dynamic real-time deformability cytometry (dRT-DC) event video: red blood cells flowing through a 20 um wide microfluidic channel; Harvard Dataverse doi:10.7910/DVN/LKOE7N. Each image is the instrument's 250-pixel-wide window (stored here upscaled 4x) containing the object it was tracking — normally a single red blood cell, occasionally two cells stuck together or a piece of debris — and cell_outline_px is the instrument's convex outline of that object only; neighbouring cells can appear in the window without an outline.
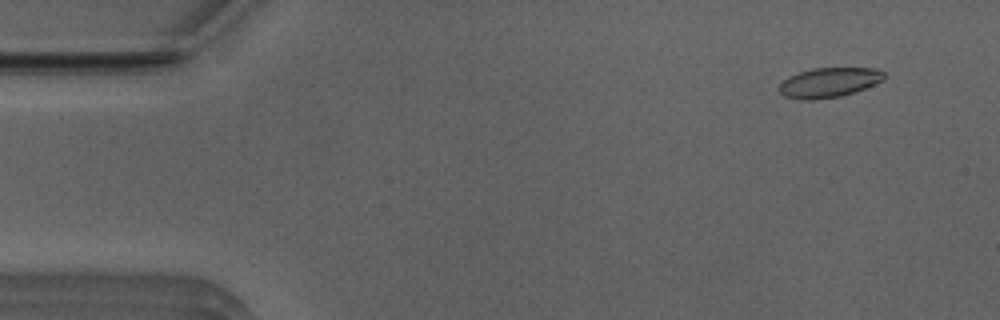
{"species": "Egyptian fruit bat (a non-hibernating species)", "species_latin": "Rousettus aegyptiacus", "temperature_condition": "room temperature", "stored_images_in_passage": 39, "camera_frame_rate_fps": 3000, "um_per_image_px": 0.085, "animal": {"sex": "male"}, "frame": {"image": 1, "passage_image": 2, "time_ms": 0.333, "image_size_px": [1000, 320], "cell_outline_px": [[884, 80], [864, 88], [840, 96], [812, 100], [800, 100], [784, 96], [780, 92], [780, 84], [788, 76], [812, 68], [876, 68], [884, 72]], "centroid_in_image_um": [70.45, 7.01], "position_along_channel_um": 14.6, "area_um2": 18.03}}
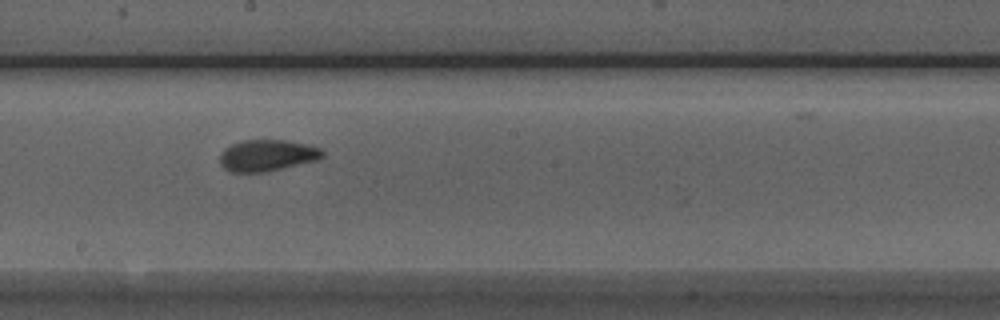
{"frame": {"image": 2, "passage_image": 26, "time_ms": 8.333, "image_size_px": [1000, 320], "cell_outline_px": [[324, 156], [316, 160], [268, 172], [232, 172], [224, 168], [220, 164], [220, 156], [224, 148], [232, 144], [244, 140], [284, 140], [308, 144], [320, 148], [324, 152]], "centroid_in_image_um": [22.71, 13.21], "position_along_channel_um": 225.5, "area_um2": 18.84}}
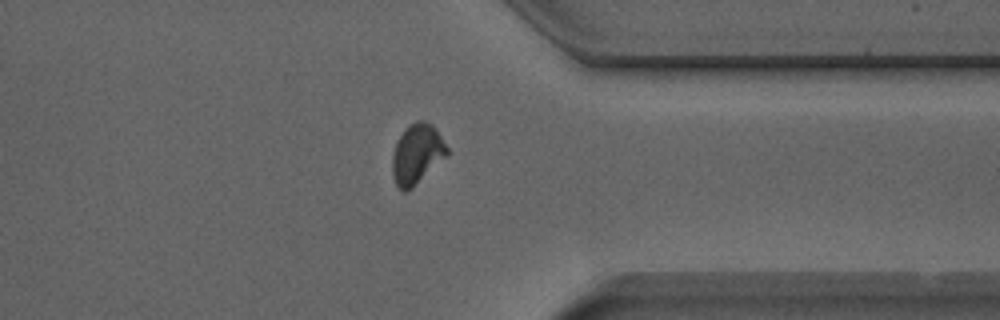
{"frame": {"image": 3, "passage_image": 38, "time_ms": 12.333, "image_size_px": [1000, 320], "cell_outline_px": [[448, 152], [412, 188], [404, 192], [396, 184], [392, 176], [392, 156], [396, 144], [404, 128], [408, 124], [416, 120], [424, 120], [432, 124], [448, 148]], "centroid_in_image_um": [35.4, 13.06], "position_along_channel_um": 376.0, "area_um2": 18.67}}